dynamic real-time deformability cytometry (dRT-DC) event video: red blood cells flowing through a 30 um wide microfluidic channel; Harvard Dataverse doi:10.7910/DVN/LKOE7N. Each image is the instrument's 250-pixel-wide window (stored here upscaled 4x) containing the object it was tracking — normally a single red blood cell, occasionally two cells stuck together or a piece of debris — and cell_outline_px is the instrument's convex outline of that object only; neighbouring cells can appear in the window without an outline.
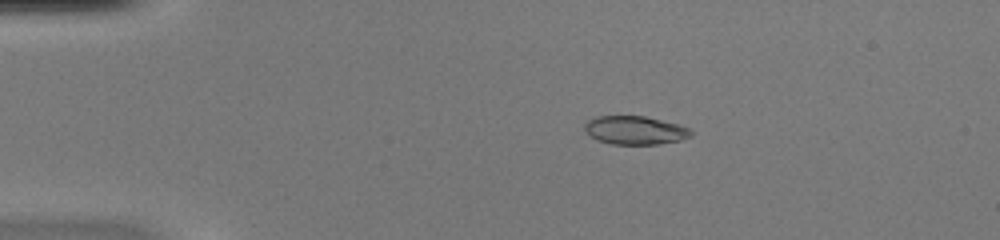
{"species": "common noctule bat (a hibernating species)", "species_latin": "Nyctalus noctula", "temperature_condition": "warm", "stored_images_in_passage": 52, "camera_frame_rate_fps": 3000, "um_per_image_px": 0.085, "animal": {"sex": "female", "body_mass_g": 20.0, "forearm_length_mm": 54.0}, "frame": {"image": 1, "passage_image": 11, "time_ms": 3.333, "image_size_px": [1000, 240], "cell_outline_px": [[692, 136], [680, 140], [660, 144], [612, 144], [596, 140], [584, 132], [584, 124], [588, 120], [596, 116], [644, 116], [680, 124], [688, 128], [692, 132]], "centroid_in_image_um": [53.96, 11.07], "position_along_channel_um": 31.0, "area_um2": 17.8}}
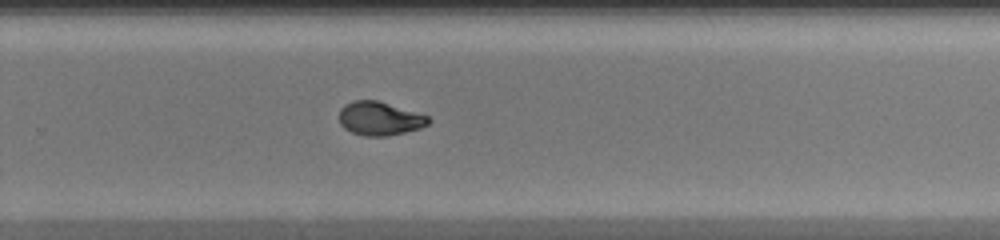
{"frame": {"image": 2, "passage_image": 35, "time_ms": 11.333, "image_size_px": [1000, 240], "cell_outline_px": [[432, 120], [428, 124], [420, 128], [388, 136], [364, 136], [352, 132], [344, 128], [340, 124], [340, 108], [344, 104], [352, 100], [376, 100], [428, 116]], "centroid_in_image_um": [32.25, 10.08], "position_along_channel_um": 297.6, "area_um2": 17.4}}
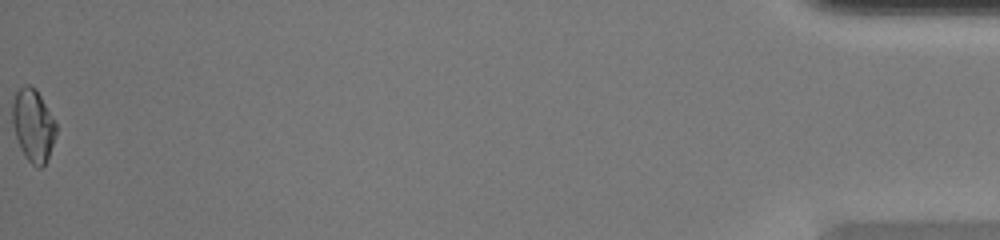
{"frame": {"image": 3, "passage_image": 52, "time_ms": 17.0, "image_size_px": [1000, 240], "cell_outline_px": [[56, 136], [48, 156], [44, 164], [40, 168], [36, 168], [24, 156], [20, 148], [12, 124], [12, 104], [16, 92], [24, 84], [28, 84], [36, 88], [56, 124]], "centroid_in_image_um": [2.8, 10.65], "position_along_channel_um": 432.4, "area_um2": 18.38}, "authors_computed_cell_mechanics": {"area_um2": 17.7446, "velocity_mm_per_s": 4.1052, "shape_relaxation_time_tau1_ms": null, "shape_relaxation_time_tau2_ms": 1.9911, "deformation_change_tau1": null, "deformation_change_tau2": 0.0551}}